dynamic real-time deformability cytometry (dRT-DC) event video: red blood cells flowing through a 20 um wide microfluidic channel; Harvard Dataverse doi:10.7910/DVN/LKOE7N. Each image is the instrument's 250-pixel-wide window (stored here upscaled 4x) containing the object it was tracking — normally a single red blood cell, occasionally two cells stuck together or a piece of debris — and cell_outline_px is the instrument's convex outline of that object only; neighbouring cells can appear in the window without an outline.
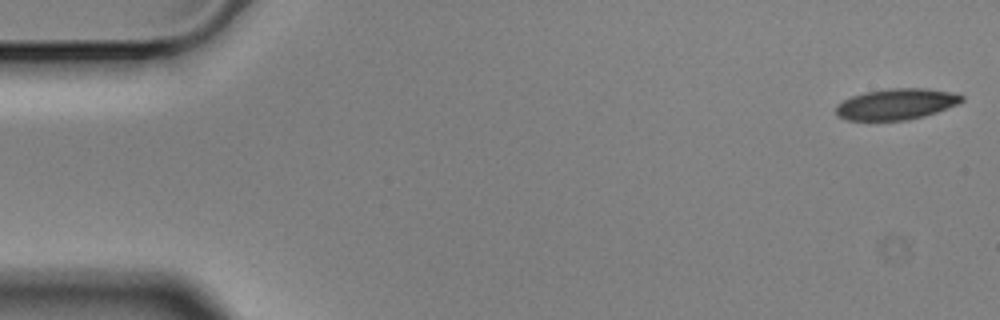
{"species": "Egyptian fruit bat (a non-hibernating species)", "species_latin": "Rousettus aegyptiacus", "temperature_condition": "cold", "stored_images_in_passage": 4, "camera_frame_rate_fps": 3000, "um_per_image_px": 0.085, "animal": {"sex": "male"}, "frame": {"image": 1, "passage_image": 1, "time_ms": 0.0, "image_size_px": [1000, 320], "cell_outline_px": [[964, 100], [960, 104], [924, 116], [908, 120], [848, 120], [840, 116], [836, 112], [836, 104], [852, 96], [864, 92], [892, 88], [924, 88], [956, 92], [964, 96]], "centroid_in_image_um": [76.25, 8.84], "position_along_channel_um": 8.8, "area_um2": 22.83}}